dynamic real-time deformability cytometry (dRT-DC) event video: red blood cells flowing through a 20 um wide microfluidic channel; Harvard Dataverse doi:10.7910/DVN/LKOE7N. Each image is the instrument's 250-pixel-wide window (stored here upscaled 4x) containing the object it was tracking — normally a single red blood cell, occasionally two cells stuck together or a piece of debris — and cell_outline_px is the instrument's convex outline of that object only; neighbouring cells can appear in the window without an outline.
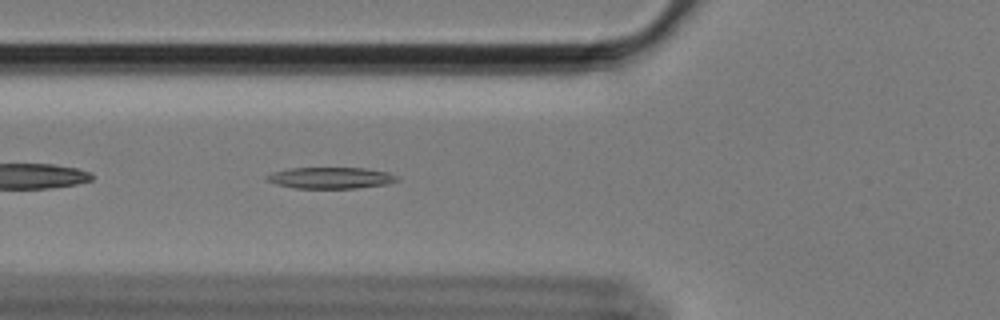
{"species": "Egyptian fruit bat (a non-hibernating species)", "species_latin": "Rousettus aegyptiacus", "temperature_condition": "cold", "stored_images_in_passage": 42, "camera_frame_rate_fps": 3000, "um_per_image_px": 0.085, "animal": {"sex": "female"}, "frame": {"image": 1, "passage_image": 5, "time_ms": 1.333, "image_size_px": [1000, 320], "cell_outline_px": [[400, 180], [388, 184], [356, 188], [296, 188], [276, 184], [264, 180], [264, 176], [272, 172], [288, 168], [364, 168], [388, 172], [396, 176]], "centroid_in_image_um": [28.07, 15.12], "position_along_channel_um": 97.7, "area_um2": 16.3}}
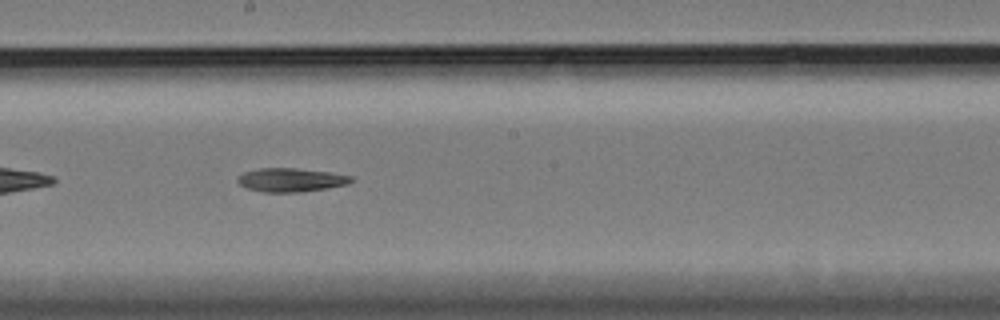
{"frame": {"image": 2, "passage_image": 16, "time_ms": 5.0, "image_size_px": [1000, 320], "cell_outline_px": [[352, 180], [348, 184], [328, 188], [300, 192], [264, 192], [248, 188], [240, 184], [236, 180], [244, 172], [260, 168], [296, 168], [332, 172], [352, 176]], "centroid_in_image_um": [24.76, 15.29], "position_along_channel_um": 223.4, "area_um2": 15.61}}
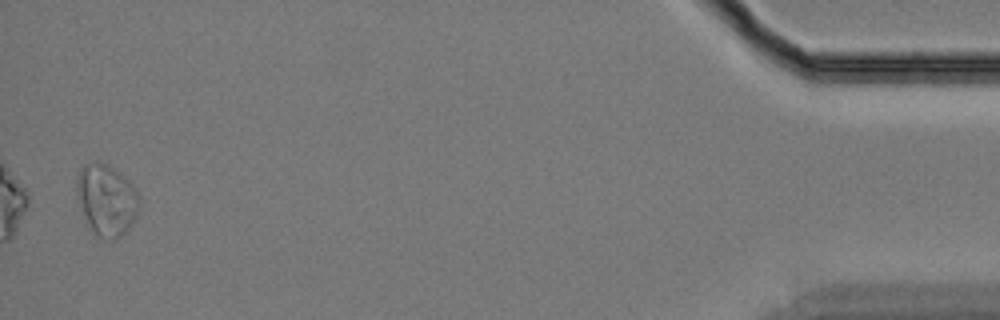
{"frame": {"image": 3, "passage_image": 41, "time_ms": 13.333, "image_size_px": [1000, 320], "cell_outline_px": [[140, 200], [136, 212], [128, 228], [116, 240], [104, 240], [96, 236], [88, 224], [76, 196], [76, 180], [80, 168], [84, 164], [96, 160], [120, 172], [132, 184], [140, 196]], "centroid_in_image_um": [9.02, 16.98], "position_along_channel_um": 426.2, "area_um2": 25.95}}